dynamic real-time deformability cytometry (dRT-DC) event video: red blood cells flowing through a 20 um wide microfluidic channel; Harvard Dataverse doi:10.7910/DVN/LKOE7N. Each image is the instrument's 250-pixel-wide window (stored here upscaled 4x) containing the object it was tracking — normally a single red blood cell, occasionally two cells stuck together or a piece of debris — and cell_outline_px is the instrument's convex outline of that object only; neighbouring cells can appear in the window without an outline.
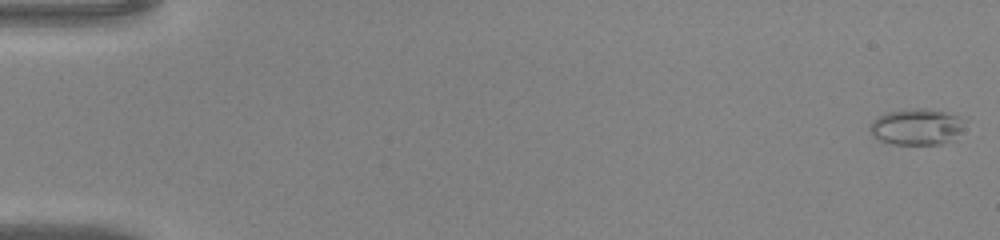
{"species": "common noctule bat (a hibernating species)", "species_latin": "Nyctalus noctula", "temperature_condition": "warm", "stored_images_in_passage": 47, "camera_frame_rate_fps": 3000, "um_per_image_px": 0.085, "animal": {"sex": "male", "body_mass_g": 20.0, "forearm_length_mm": 53.3}, "frame": {"image": 1, "passage_image": 1, "time_ms": 0.0, "image_size_px": [1000, 240], "cell_outline_px": [[968, 120], [960, 132], [948, 140], [940, 144], [892, 144], [880, 140], [868, 128], [872, 120], [876, 116], [884, 112], [916, 108], [924, 108], [948, 112], [960, 116]], "centroid_in_image_um": [77.92, 10.74], "position_along_channel_um": 7.1, "area_um2": 20.11}}
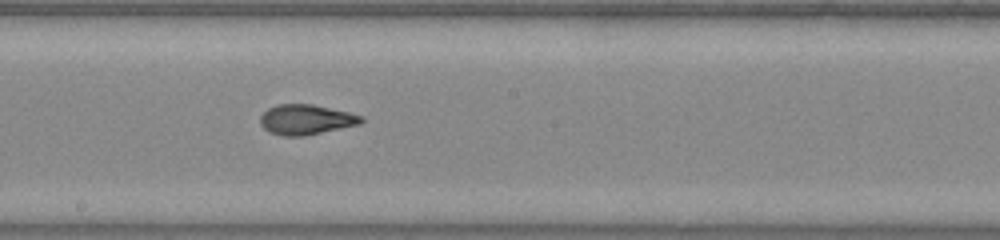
{"frame": {"image": 2, "passage_image": 27, "time_ms": 8.667, "image_size_px": [1000, 240], "cell_outline_px": [[364, 120], [360, 124], [304, 136], [284, 136], [272, 132], [264, 128], [260, 124], [260, 116], [268, 108], [276, 104], [312, 104], [348, 112], [364, 116]], "centroid_in_image_um": [26.02, 10.16], "position_along_channel_um": 222.2, "area_um2": 17.63}}
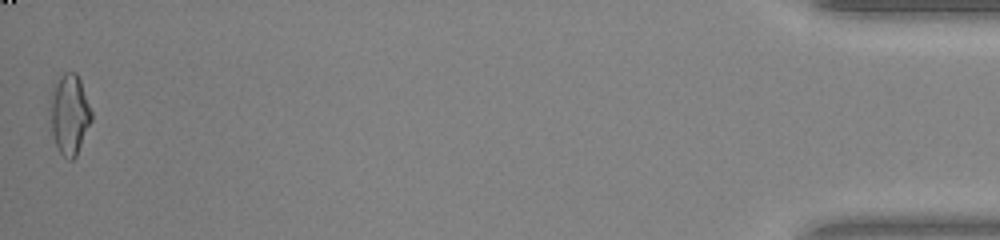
{"frame": {"image": 3, "passage_image": 47, "time_ms": 15.333, "image_size_px": [1000, 240], "cell_outline_px": [[92, 120], [76, 156], [72, 160], [68, 160], [60, 152], [56, 144], [52, 132], [52, 84], [64, 72], [76, 72], [80, 80], [92, 112]], "centroid_in_image_um": [5.93, 9.7], "position_along_channel_um": 429.3, "area_um2": 18.9}}